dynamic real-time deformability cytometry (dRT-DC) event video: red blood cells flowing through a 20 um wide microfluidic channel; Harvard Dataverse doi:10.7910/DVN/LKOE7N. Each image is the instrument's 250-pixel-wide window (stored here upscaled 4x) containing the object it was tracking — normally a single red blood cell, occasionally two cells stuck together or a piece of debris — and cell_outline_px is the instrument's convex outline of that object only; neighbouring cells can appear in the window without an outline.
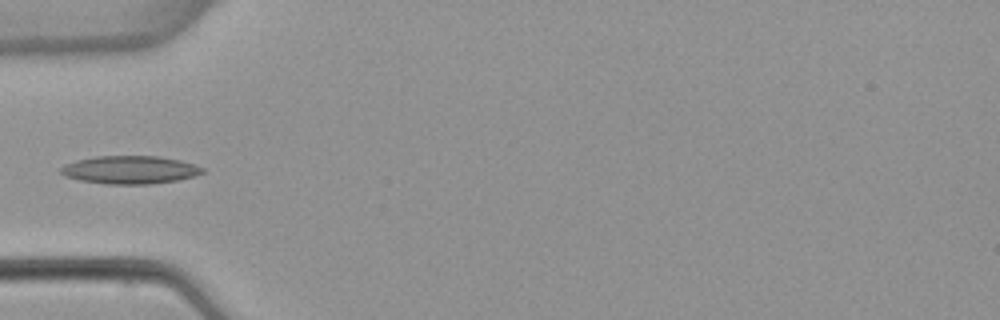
{"species": "common noctule bat (a hibernating species)", "species_latin": "Nyctalus noctula", "temperature_condition": "warm", "stored_images_in_passage": 5, "camera_frame_rate_fps": 3000, "um_per_image_px": 0.085, "animal": {"sex": "female", "body_mass_g": 22.7, "forearm_length_mm": 54.2}, "frame": {"image": 1, "passage_image": 4, "time_ms": 4.667, "image_size_px": [1000, 320], "cell_outline_px": [[204, 172], [196, 176], [176, 180], [152, 184], [104, 184], [80, 180], [64, 176], [60, 172], [60, 168], [64, 164], [76, 160], [96, 156], [156, 156], [180, 160], [204, 168]], "centroid_in_image_um": [11.02, 14.44], "position_along_channel_um": 74.0, "area_um2": 23.18}}
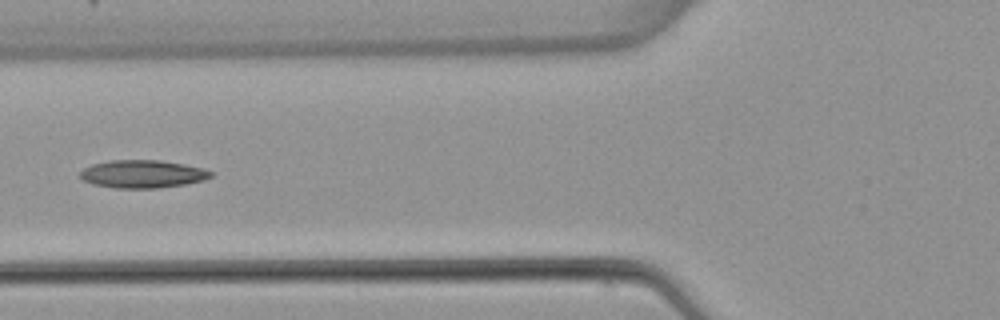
{"frame": {"image": 2, "passage_image": 5, "time_ms": 5.667, "image_size_px": [1000, 320], "cell_outline_px": [[212, 176], [204, 180], [184, 184], [156, 188], [116, 188], [92, 184], [84, 180], [80, 176], [80, 172], [84, 168], [92, 164], [108, 160], [160, 160], [184, 164], [204, 168], [212, 172]], "centroid_in_image_um": [12.11, 14.78], "position_along_channel_um": 113.7, "area_um2": 21.21}}